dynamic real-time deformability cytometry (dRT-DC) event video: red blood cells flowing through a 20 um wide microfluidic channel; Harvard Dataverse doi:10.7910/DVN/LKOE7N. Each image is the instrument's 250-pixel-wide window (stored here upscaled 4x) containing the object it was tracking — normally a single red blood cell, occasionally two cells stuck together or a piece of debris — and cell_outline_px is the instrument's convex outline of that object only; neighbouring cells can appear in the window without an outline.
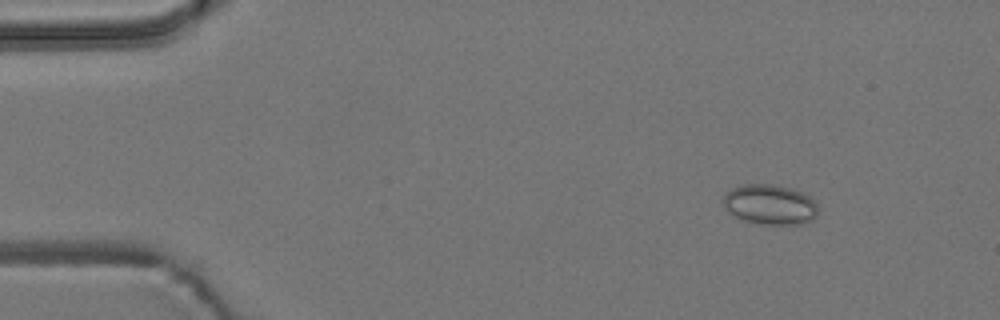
{"species": "common noctule bat (a hibernating species)", "species_latin": "Nyctalus noctula", "temperature_condition": "room temperature", "stored_images_in_passage": 56, "camera_frame_rate_fps": 3000, "um_per_image_px": 0.085, "animal": {"sex": "male", "body_mass_g": 19.2, "forearm_length_mm": 51.8}, "frame": {"image": 1, "passage_image": 7, "time_ms": 2.0, "image_size_px": [1000, 320], "cell_outline_px": [[816, 216], [812, 220], [800, 224], [752, 224], [740, 220], [732, 216], [724, 208], [720, 200], [724, 192], [732, 188], [744, 184], [772, 184], [792, 188], [808, 196], [816, 204]], "centroid_in_image_um": [65.33, 17.39], "position_along_channel_um": 19.7, "area_um2": 22.6}}
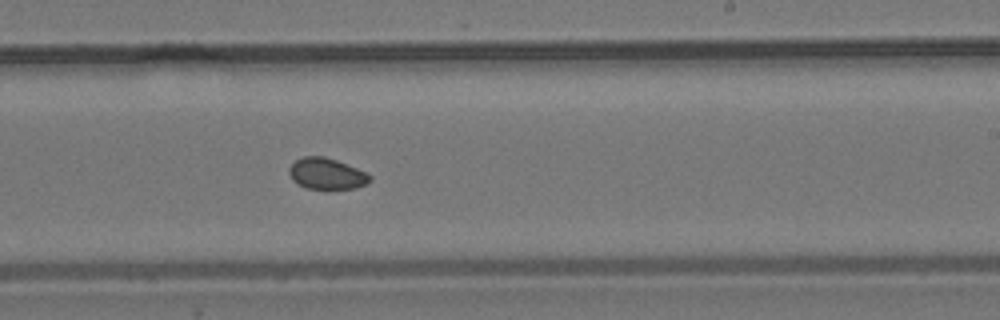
{"frame": {"image": 2, "passage_image": 34, "time_ms": 11.0, "image_size_px": [1000, 320], "cell_outline_px": [[372, 180], [368, 184], [356, 188], [308, 188], [296, 184], [292, 180], [288, 172], [288, 168], [296, 160], [304, 156], [324, 156], [336, 160], [368, 172], [372, 176]], "centroid_in_image_um": [27.79, 14.76], "position_along_channel_um": 261.2, "area_um2": 14.8}}
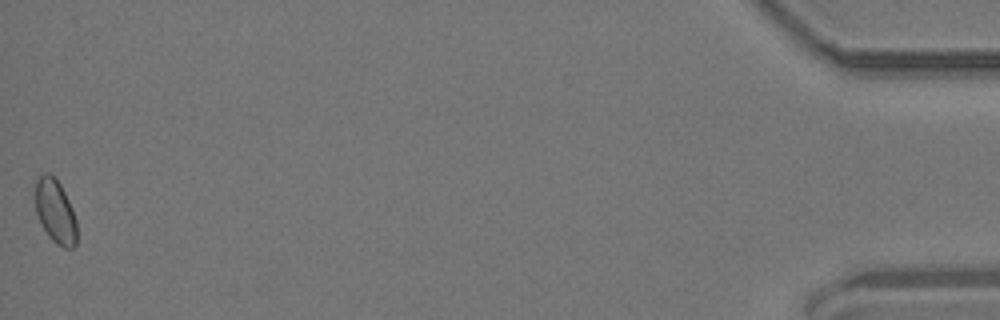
{"frame": {"image": 3, "passage_image": 56, "time_ms": 18.333, "image_size_px": [1000, 320], "cell_outline_px": [[76, 244], [72, 248], [64, 248], [56, 244], [48, 236], [40, 224], [36, 212], [36, 180], [44, 172], [48, 172], [60, 184], [72, 208], [76, 220]], "centroid_in_image_um": [4.7, 18.0], "position_along_channel_um": 430.5, "area_um2": 15.37}}